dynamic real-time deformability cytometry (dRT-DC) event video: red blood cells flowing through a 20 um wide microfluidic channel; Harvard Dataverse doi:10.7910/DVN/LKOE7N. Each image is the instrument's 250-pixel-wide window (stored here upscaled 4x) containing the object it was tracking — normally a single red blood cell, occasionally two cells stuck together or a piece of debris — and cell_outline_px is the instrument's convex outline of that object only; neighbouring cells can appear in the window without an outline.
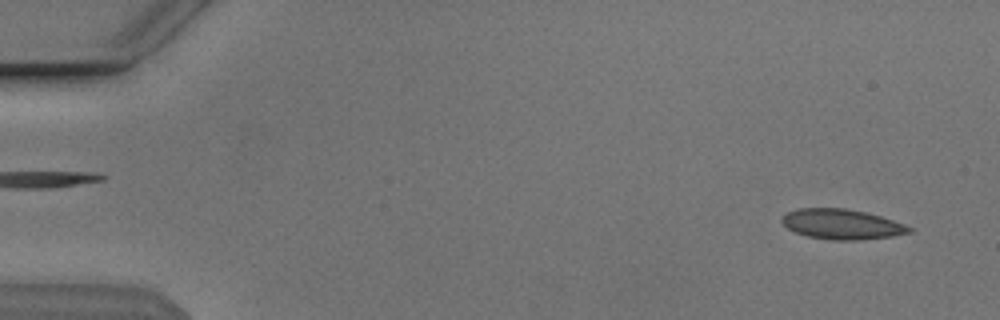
{"species": "Egyptian fruit bat (a non-hibernating species)", "species_latin": "Rousettus aegyptiacus", "temperature_condition": "cold", "stored_images_in_passage": 4, "camera_frame_rate_fps": 3000, "um_per_image_px": 0.085, "animal": {"sex": "male"}, "frame": {"image": 1, "passage_image": 2, "time_ms": 0.333, "image_size_px": [1000, 320], "cell_outline_px": [[916, 228], [912, 232], [892, 236], [860, 240], [832, 240], [808, 236], [796, 232], [788, 228], [780, 220], [780, 216], [788, 212], [800, 208], [844, 208], [864, 212], [880, 216]], "centroid_in_image_um": [71.57, 19.06], "position_along_channel_um": 13.4, "area_um2": 22.31}}